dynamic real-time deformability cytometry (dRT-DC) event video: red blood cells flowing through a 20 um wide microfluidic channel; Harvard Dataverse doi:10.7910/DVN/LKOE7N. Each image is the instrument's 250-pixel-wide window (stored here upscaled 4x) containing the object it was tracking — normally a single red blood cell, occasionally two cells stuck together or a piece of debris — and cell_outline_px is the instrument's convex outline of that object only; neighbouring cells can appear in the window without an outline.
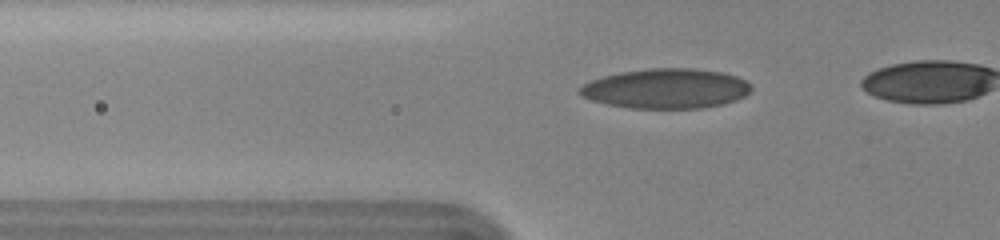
{"species": "human", "species_latin": "Homo sapiens", "temperature_condition": "cold", "stored_images_in_passage": 49, "camera_frame_rate_fps": 3000, "um_per_image_px": 0.085, "donor": {"sex": "female"}, "frame": {"image": 1, "passage_image": 19, "time_ms": 6.0, "image_size_px": [1000, 240], "cell_outline_px": [[752, 88], [744, 96], [736, 100], [704, 108], [628, 108], [608, 104], [592, 100], [580, 96], [576, 92], [576, 88], [592, 80], [604, 76], [620, 72], [648, 68], [692, 68], [720, 72], [736, 76], [752, 84]], "centroid_in_image_um": [56.58, 7.53], "position_along_channel_um": 69.2, "area_um2": 39.88}}
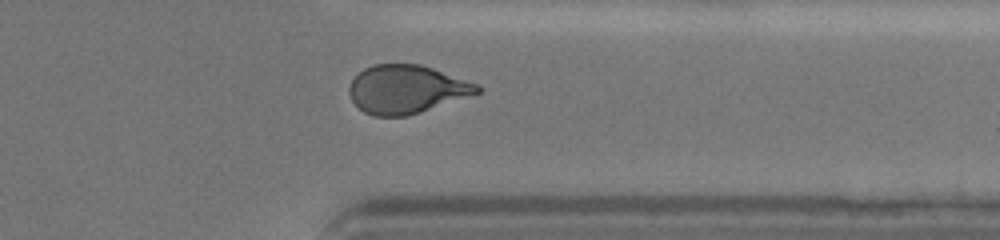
{"frame": {"image": 2, "passage_image": 45, "time_ms": 14.667, "image_size_px": [1000, 240], "cell_outline_px": [[480, 92], [408, 116], [372, 116], [364, 112], [352, 100], [348, 92], [348, 88], [352, 80], [364, 68], [372, 64], [420, 64], [432, 68], [476, 84], [480, 88]], "centroid_in_image_um": [34.49, 7.59], "position_along_channel_um": 376.9, "area_um2": 35.6}}